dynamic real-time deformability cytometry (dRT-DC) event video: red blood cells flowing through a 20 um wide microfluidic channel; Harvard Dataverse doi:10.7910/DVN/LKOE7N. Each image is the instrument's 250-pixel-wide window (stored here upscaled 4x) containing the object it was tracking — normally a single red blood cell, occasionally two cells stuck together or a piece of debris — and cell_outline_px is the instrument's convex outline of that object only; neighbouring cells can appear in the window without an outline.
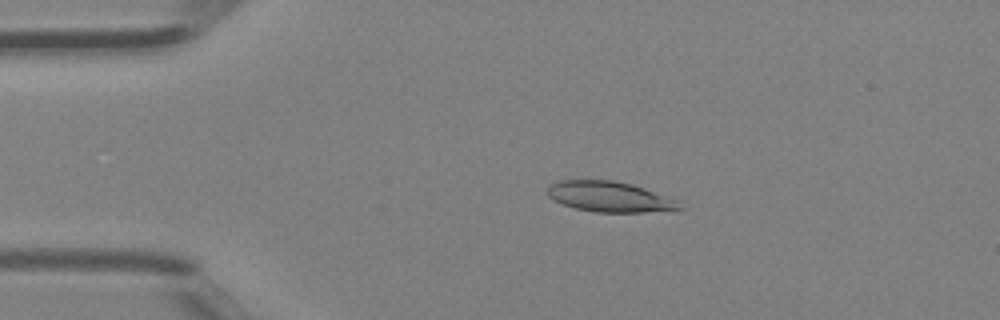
{"species": "Egyptian fruit bat (a non-hibernating species)", "species_latin": "Rousettus aegyptiacus", "temperature_condition": "room temperature", "stored_images_in_passage": 3, "camera_frame_rate_fps": 3000, "um_per_image_px": 0.085, "animal": {"sex": "female"}, "frame": {"image": 1, "passage_image": 2, "time_ms": 0.333, "image_size_px": [1000, 320], "cell_outline_px": [[680, 212], [596, 212], [576, 208], [564, 204], [548, 196], [548, 188], [556, 180], [612, 180], [632, 184], [680, 200]], "centroid_in_image_um": [51.93, 16.73], "position_along_channel_um": 33.1, "area_um2": 23.64}}
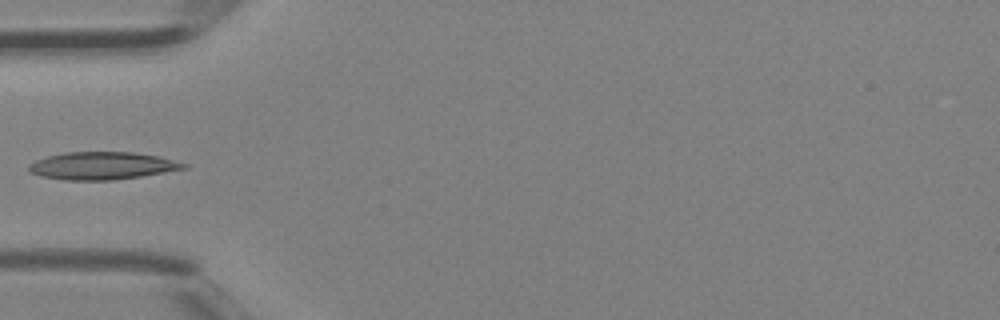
{"frame": {"image": 2, "passage_image": 3, "time_ms": 0.667, "image_size_px": [1000, 320], "cell_outline_px": [[188, 168], [140, 176], [112, 180], [64, 180], [40, 176], [28, 172], [28, 164], [36, 160], [48, 156], [64, 152], [136, 152], [160, 156], [188, 164]], "centroid_in_image_um": [8.67, 14.08], "position_along_channel_um": 76.3, "area_um2": 25.03}}